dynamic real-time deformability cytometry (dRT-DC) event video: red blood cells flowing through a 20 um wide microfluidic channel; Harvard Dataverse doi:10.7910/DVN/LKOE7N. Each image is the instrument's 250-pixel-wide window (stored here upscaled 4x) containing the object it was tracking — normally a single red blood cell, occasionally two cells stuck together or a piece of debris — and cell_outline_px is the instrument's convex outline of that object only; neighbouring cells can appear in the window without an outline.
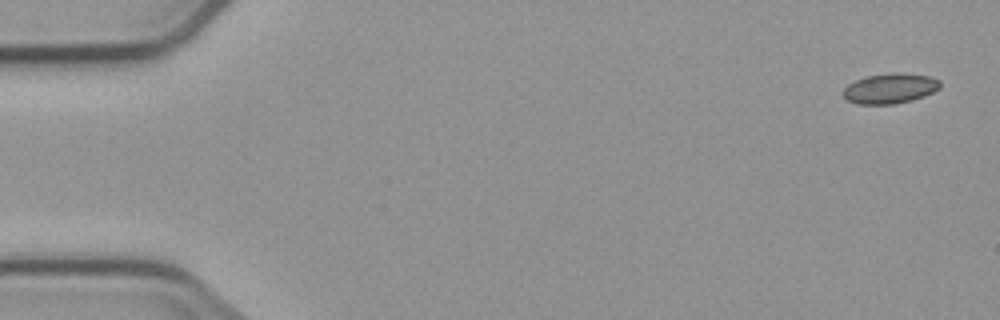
{"species": "common noctule bat (a hibernating species)", "species_latin": "Nyctalus noctula", "temperature_condition": "cold", "stored_images_in_passage": 5, "segment_of_instrument_passage": [2, 2], "camera_frame_rate_fps": 3000, "um_per_image_px": 0.085, "animal": {"sex": "male", "body_mass_g": 23.1, "forearm_length_mm": 52.7}, "frame": {"image": 1, "passage_image": 5, "time_ms": 5.0, "image_size_px": [1000, 320], "cell_outline_px": [[940, 88], [924, 96], [912, 100], [896, 104], [856, 104], [848, 100], [844, 96], [844, 88], [848, 84], [856, 80], [868, 76], [896, 72], [900, 72], [932, 76], [940, 80]], "centroid_in_image_um": [75.69, 7.51], "position_along_channel_um": 9.3, "area_um2": 17.05}}